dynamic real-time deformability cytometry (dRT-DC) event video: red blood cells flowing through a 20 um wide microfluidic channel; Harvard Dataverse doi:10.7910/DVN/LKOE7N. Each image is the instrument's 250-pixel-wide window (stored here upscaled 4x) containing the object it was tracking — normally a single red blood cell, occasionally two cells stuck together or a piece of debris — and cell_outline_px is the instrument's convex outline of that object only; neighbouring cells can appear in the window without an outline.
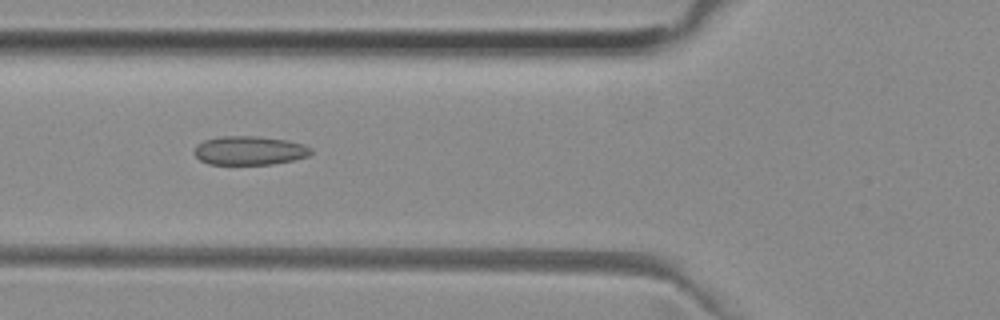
{"species": "common noctule bat (a hibernating species)", "species_latin": "Nyctalus noctula", "temperature_condition": "room temperature", "stored_images_in_passage": 51, "camera_frame_rate_fps": 3000, "um_per_image_px": 0.085, "animal": {"sex": "female", "body_mass_g": 29.2, "forearm_length_mm": 56.3}, "frame": {"image": 1, "passage_image": 18, "time_ms": 5.667, "image_size_px": [1000, 320], "cell_outline_px": [[312, 152], [308, 156], [292, 160], [272, 164], [208, 164], [200, 160], [192, 152], [204, 140], [220, 136], [256, 136], [288, 140], [304, 144], [312, 148]], "centroid_in_image_um": [21.22, 12.79], "position_along_channel_um": 104.6, "area_um2": 19.59}}
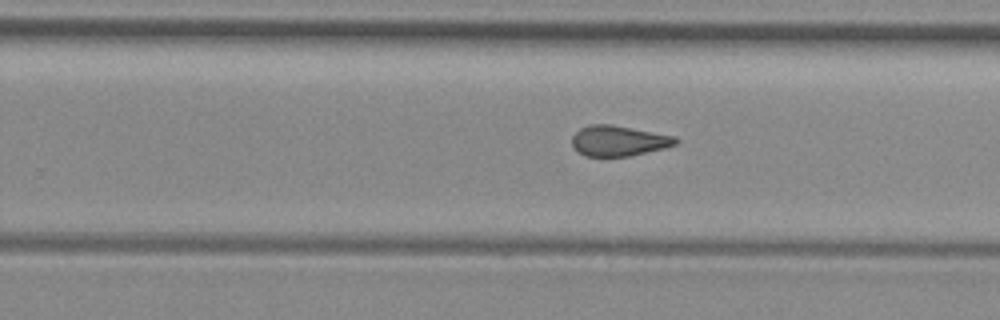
{"frame": {"image": 2, "passage_image": 31, "time_ms": 10.0, "image_size_px": [1000, 320], "cell_outline_px": [[680, 140], [676, 144], [664, 148], [628, 156], [584, 156], [572, 144], [572, 136], [580, 128], [588, 124], [608, 124], [676, 136]], "centroid_in_image_um": [52.59, 11.96], "position_along_channel_um": 277.2, "area_um2": 18.21}}
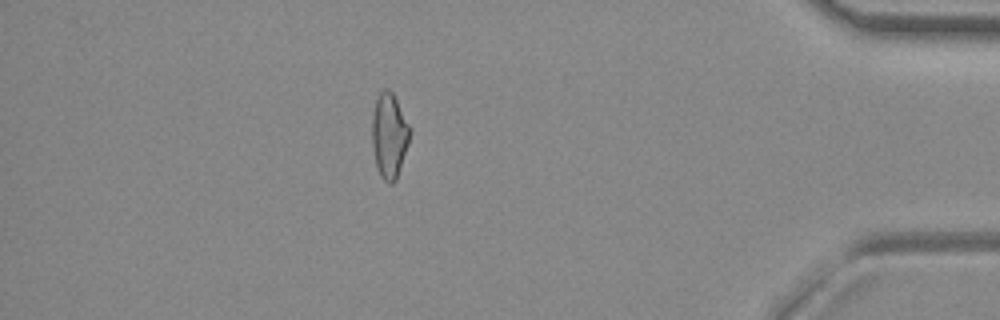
{"frame": {"image": 3, "passage_image": 44, "time_ms": 14.333, "image_size_px": [1000, 320], "cell_outline_px": [[412, 132], [396, 180], [392, 184], [388, 184], [380, 176], [376, 168], [372, 148], [372, 116], [376, 100], [380, 92], [384, 88], [388, 88], [392, 92], [412, 128]], "centroid_in_image_um": [33.09, 11.54], "position_along_channel_um": 402.1, "area_um2": 19.02}, "authors_computed_cell_mechanics": {"area_um2": 19.363, "velocity_mm_per_s": 3.9859, "shape_relaxation_time_tau1_ms": null, "shape_relaxation_time_tau2_ms": 2.2994, "deformation_change_tau1": null, "deformation_change_tau2": 0.0883}}